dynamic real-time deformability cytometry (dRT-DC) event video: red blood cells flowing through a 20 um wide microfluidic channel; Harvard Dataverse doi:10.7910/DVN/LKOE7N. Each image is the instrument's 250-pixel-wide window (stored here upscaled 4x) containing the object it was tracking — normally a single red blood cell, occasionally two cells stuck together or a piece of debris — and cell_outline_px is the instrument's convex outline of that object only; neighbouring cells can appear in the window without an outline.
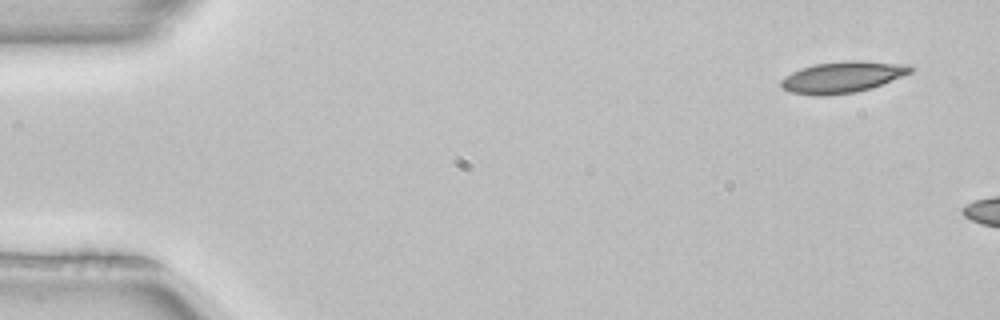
{"species": "common noctule bat (a hibernating species)", "species_latin": "Nyctalus noctula", "temperature_condition": "room temperature", "stored_images_in_passage": 3, "camera_frame_rate_fps": 3000, "um_per_image_px": 0.085, "animal": {"sex": "female", "body_mass_g": 22.7, "forearm_length_mm": 54.2}, "frame": {"image": 1, "passage_image": 1, "time_ms": 0.0, "image_size_px": [1000, 320], "cell_outline_px": [[916, 68], [912, 72], [872, 88], [856, 92], [824, 96], [812, 96], [792, 92], [784, 88], [780, 84], [780, 80], [784, 76], [800, 68], [816, 64], [848, 60], [856, 60], [908, 64]], "centroid_in_image_um": [71.62, 6.55], "position_along_channel_um": 13.4, "area_um2": 23.76}}